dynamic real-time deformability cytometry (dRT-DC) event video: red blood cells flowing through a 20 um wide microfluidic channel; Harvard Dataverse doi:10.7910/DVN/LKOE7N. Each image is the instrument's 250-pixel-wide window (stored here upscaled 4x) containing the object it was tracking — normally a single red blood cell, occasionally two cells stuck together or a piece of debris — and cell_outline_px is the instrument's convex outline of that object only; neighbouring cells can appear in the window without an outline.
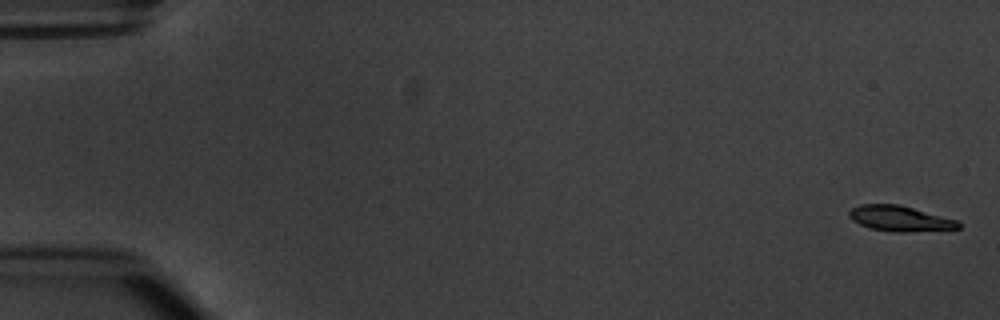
{"species": "common noctule bat (a hibernating species)", "species_latin": "Nyctalus noctula", "temperature_condition": "warm", "stored_images_in_passage": 5, "camera_frame_rate_fps": 3000, "um_per_image_px": 0.085, "animal": {"sex": "male", "body_mass_g": 20.1, "forearm_length_mm": 53.5}, "frame": {"image": 1, "passage_image": 1, "time_ms": 0.0, "image_size_px": [1000, 320], "cell_outline_px": [[960, 228], [904, 232], [896, 232], [868, 228], [852, 220], [848, 216], [848, 212], [852, 208], [860, 204], [900, 204], [960, 220]], "centroid_in_image_um": [76.5, 18.56], "position_along_channel_um": 8.5, "area_um2": 16.36}}